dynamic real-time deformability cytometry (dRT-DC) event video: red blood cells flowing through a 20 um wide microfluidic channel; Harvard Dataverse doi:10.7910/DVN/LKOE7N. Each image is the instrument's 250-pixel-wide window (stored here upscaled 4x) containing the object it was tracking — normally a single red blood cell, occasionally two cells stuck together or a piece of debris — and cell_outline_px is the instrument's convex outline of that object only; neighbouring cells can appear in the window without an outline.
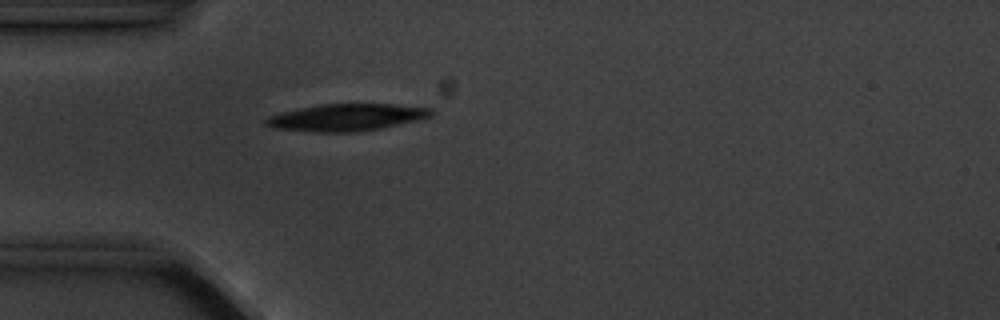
{"species": "common noctule bat (a hibernating species)", "species_latin": "Nyctalus noctula", "temperature_condition": "cold", "stored_images_in_passage": 5, "camera_frame_rate_fps": 3000, "um_per_image_px": 0.085, "animal": {"sex": "male", "body_mass_g": 20.1, "forearm_length_mm": 53.5}, "frame": {"image": 1, "passage_image": 5, "time_ms": 4.667, "image_size_px": [1000, 320], "cell_outline_px": [[432, 116], [416, 120], [380, 128], [356, 132], [316, 132], [276, 128], [264, 124], [260, 120], [268, 116], [280, 112], [320, 104], [396, 104], [432, 108]], "centroid_in_image_um": [29.4, 9.97], "position_along_channel_um": 55.6, "area_um2": 26.01}}